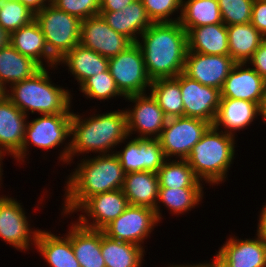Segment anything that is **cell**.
Returning <instances> with one entry per match:
<instances>
[{
  "label": "cell",
  "instance_id": "36",
  "mask_svg": "<svg viewBox=\"0 0 266 267\" xmlns=\"http://www.w3.org/2000/svg\"><path fill=\"white\" fill-rule=\"evenodd\" d=\"M33 20L35 14L19 0H0V26L8 35Z\"/></svg>",
  "mask_w": 266,
  "mask_h": 267
},
{
  "label": "cell",
  "instance_id": "27",
  "mask_svg": "<svg viewBox=\"0 0 266 267\" xmlns=\"http://www.w3.org/2000/svg\"><path fill=\"white\" fill-rule=\"evenodd\" d=\"M41 68L32 58L20 54L9 43L0 49V86L4 91L19 81L31 78Z\"/></svg>",
  "mask_w": 266,
  "mask_h": 267
},
{
  "label": "cell",
  "instance_id": "7",
  "mask_svg": "<svg viewBox=\"0 0 266 267\" xmlns=\"http://www.w3.org/2000/svg\"><path fill=\"white\" fill-rule=\"evenodd\" d=\"M49 53L59 62L80 42L81 20L51 3L35 14Z\"/></svg>",
  "mask_w": 266,
  "mask_h": 267
},
{
  "label": "cell",
  "instance_id": "12",
  "mask_svg": "<svg viewBox=\"0 0 266 267\" xmlns=\"http://www.w3.org/2000/svg\"><path fill=\"white\" fill-rule=\"evenodd\" d=\"M125 100L134 103L125 110L128 136L137 133L135 138L158 139L168 118L151 93L131 95Z\"/></svg>",
  "mask_w": 266,
  "mask_h": 267
},
{
  "label": "cell",
  "instance_id": "31",
  "mask_svg": "<svg viewBox=\"0 0 266 267\" xmlns=\"http://www.w3.org/2000/svg\"><path fill=\"white\" fill-rule=\"evenodd\" d=\"M101 252L106 267H141L145 249L141 246L112 239L102 231Z\"/></svg>",
  "mask_w": 266,
  "mask_h": 267
},
{
  "label": "cell",
  "instance_id": "52",
  "mask_svg": "<svg viewBox=\"0 0 266 267\" xmlns=\"http://www.w3.org/2000/svg\"><path fill=\"white\" fill-rule=\"evenodd\" d=\"M4 95V90L0 86V97Z\"/></svg>",
  "mask_w": 266,
  "mask_h": 267
},
{
  "label": "cell",
  "instance_id": "32",
  "mask_svg": "<svg viewBox=\"0 0 266 267\" xmlns=\"http://www.w3.org/2000/svg\"><path fill=\"white\" fill-rule=\"evenodd\" d=\"M179 22L187 33L195 27L223 23L218 0H184Z\"/></svg>",
  "mask_w": 266,
  "mask_h": 267
},
{
  "label": "cell",
  "instance_id": "49",
  "mask_svg": "<svg viewBox=\"0 0 266 267\" xmlns=\"http://www.w3.org/2000/svg\"><path fill=\"white\" fill-rule=\"evenodd\" d=\"M260 109H261L260 117H262L263 123L266 124V93L264 95L263 102H262Z\"/></svg>",
  "mask_w": 266,
  "mask_h": 267
},
{
  "label": "cell",
  "instance_id": "38",
  "mask_svg": "<svg viewBox=\"0 0 266 267\" xmlns=\"http://www.w3.org/2000/svg\"><path fill=\"white\" fill-rule=\"evenodd\" d=\"M254 0H218L223 23L228 25L251 23Z\"/></svg>",
  "mask_w": 266,
  "mask_h": 267
},
{
  "label": "cell",
  "instance_id": "43",
  "mask_svg": "<svg viewBox=\"0 0 266 267\" xmlns=\"http://www.w3.org/2000/svg\"><path fill=\"white\" fill-rule=\"evenodd\" d=\"M251 67L266 80V38L260 43L251 59L247 62Z\"/></svg>",
  "mask_w": 266,
  "mask_h": 267
},
{
  "label": "cell",
  "instance_id": "39",
  "mask_svg": "<svg viewBox=\"0 0 266 267\" xmlns=\"http://www.w3.org/2000/svg\"><path fill=\"white\" fill-rule=\"evenodd\" d=\"M142 2L148 17L153 23L177 22L180 20L182 0H142ZM175 13L178 17L172 18Z\"/></svg>",
  "mask_w": 266,
  "mask_h": 267
},
{
  "label": "cell",
  "instance_id": "47",
  "mask_svg": "<svg viewBox=\"0 0 266 267\" xmlns=\"http://www.w3.org/2000/svg\"><path fill=\"white\" fill-rule=\"evenodd\" d=\"M205 262V263H204ZM199 262L201 267H231L228 261H226L218 252L214 254L212 261Z\"/></svg>",
  "mask_w": 266,
  "mask_h": 267
},
{
  "label": "cell",
  "instance_id": "33",
  "mask_svg": "<svg viewBox=\"0 0 266 267\" xmlns=\"http://www.w3.org/2000/svg\"><path fill=\"white\" fill-rule=\"evenodd\" d=\"M149 92L169 118L183 117L184 105L180 90V74L175 78L157 79L151 82Z\"/></svg>",
  "mask_w": 266,
  "mask_h": 267
},
{
  "label": "cell",
  "instance_id": "1",
  "mask_svg": "<svg viewBox=\"0 0 266 267\" xmlns=\"http://www.w3.org/2000/svg\"><path fill=\"white\" fill-rule=\"evenodd\" d=\"M92 157H80V163L68 174L61 209L63 218L72 216L89 197L122 189L126 172L118 157L114 153Z\"/></svg>",
  "mask_w": 266,
  "mask_h": 267
},
{
  "label": "cell",
  "instance_id": "9",
  "mask_svg": "<svg viewBox=\"0 0 266 267\" xmlns=\"http://www.w3.org/2000/svg\"><path fill=\"white\" fill-rule=\"evenodd\" d=\"M210 126L209 122L198 118L183 116L167 119L158 138L165 157L186 160Z\"/></svg>",
  "mask_w": 266,
  "mask_h": 267
},
{
  "label": "cell",
  "instance_id": "19",
  "mask_svg": "<svg viewBox=\"0 0 266 267\" xmlns=\"http://www.w3.org/2000/svg\"><path fill=\"white\" fill-rule=\"evenodd\" d=\"M266 93V80L247 63H236L221 90V98L243 99L260 107Z\"/></svg>",
  "mask_w": 266,
  "mask_h": 267
},
{
  "label": "cell",
  "instance_id": "28",
  "mask_svg": "<svg viewBox=\"0 0 266 267\" xmlns=\"http://www.w3.org/2000/svg\"><path fill=\"white\" fill-rule=\"evenodd\" d=\"M157 173L151 171L130 172L125 175L122 191L129 205L155 210L159 193Z\"/></svg>",
  "mask_w": 266,
  "mask_h": 267
},
{
  "label": "cell",
  "instance_id": "50",
  "mask_svg": "<svg viewBox=\"0 0 266 267\" xmlns=\"http://www.w3.org/2000/svg\"><path fill=\"white\" fill-rule=\"evenodd\" d=\"M168 267H201V265L199 264V263H193V264H189V263H187V264H185L184 263V265L183 264H176V265H170V266H168Z\"/></svg>",
  "mask_w": 266,
  "mask_h": 267
},
{
  "label": "cell",
  "instance_id": "45",
  "mask_svg": "<svg viewBox=\"0 0 266 267\" xmlns=\"http://www.w3.org/2000/svg\"><path fill=\"white\" fill-rule=\"evenodd\" d=\"M32 13L36 14L51 3V0H19Z\"/></svg>",
  "mask_w": 266,
  "mask_h": 267
},
{
  "label": "cell",
  "instance_id": "26",
  "mask_svg": "<svg viewBox=\"0 0 266 267\" xmlns=\"http://www.w3.org/2000/svg\"><path fill=\"white\" fill-rule=\"evenodd\" d=\"M187 36L188 51L229 56L227 26L224 23L192 28Z\"/></svg>",
  "mask_w": 266,
  "mask_h": 267
},
{
  "label": "cell",
  "instance_id": "3",
  "mask_svg": "<svg viewBox=\"0 0 266 267\" xmlns=\"http://www.w3.org/2000/svg\"><path fill=\"white\" fill-rule=\"evenodd\" d=\"M84 116L74 111L71 115L69 165L74 156L86 157L89 152L90 155L113 154L117 145H122L128 137L125 109Z\"/></svg>",
  "mask_w": 266,
  "mask_h": 267
},
{
  "label": "cell",
  "instance_id": "4",
  "mask_svg": "<svg viewBox=\"0 0 266 267\" xmlns=\"http://www.w3.org/2000/svg\"><path fill=\"white\" fill-rule=\"evenodd\" d=\"M49 69L54 71L58 67H42L31 78L19 81L4 91V95L26 116L30 115L29 112L39 115L73 113L71 91L52 82Z\"/></svg>",
  "mask_w": 266,
  "mask_h": 267
},
{
  "label": "cell",
  "instance_id": "14",
  "mask_svg": "<svg viewBox=\"0 0 266 267\" xmlns=\"http://www.w3.org/2000/svg\"><path fill=\"white\" fill-rule=\"evenodd\" d=\"M129 206L122 189H116L89 197L76 211L77 222L90 229L102 230Z\"/></svg>",
  "mask_w": 266,
  "mask_h": 267
},
{
  "label": "cell",
  "instance_id": "15",
  "mask_svg": "<svg viewBox=\"0 0 266 267\" xmlns=\"http://www.w3.org/2000/svg\"><path fill=\"white\" fill-rule=\"evenodd\" d=\"M184 117L198 118L213 125L221 100V90L200 84L180 73Z\"/></svg>",
  "mask_w": 266,
  "mask_h": 267
},
{
  "label": "cell",
  "instance_id": "20",
  "mask_svg": "<svg viewBox=\"0 0 266 267\" xmlns=\"http://www.w3.org/2000/svg\"><path fill=\"white\" fill-rule=\"evenodd\" d=\"M257 116H261V109L257 103L243 99L221 98L213 126L237 136L236 133L247 129L256 118L258 119Z\"/></svg>",
  "mask_w": 266,
  "mask_h": 267
},
{
  "label": "cell",
  "instance_id": "8",
  "mask_svg": "<svg viewBox=\"0 0 266 267\" xmlns=\"http://www.w3.org/2000/svg\"><path fill=\"white\" fill-rule=\"evenodd\" d=\"M108 69L125 98L149 93L152 81L145 67L142 50L136 42L115 57L109 58Z\"/></svg>",
  "mask_w": 266,
  "mask_h": 267
},
{
  "label": "cell",
  "instance_id": "34",
  "mask_svg": "<svg viewBox=\"0 0 266 267\" xmlns=\"http://www.w3.org/2000/svg\"><path fill=\"white\" fill-rule=\"evenodd\" d=\"M159 188L203 187L187 160L167 159L157 172Z\"/></svg>",
  "mask_w": 266,
  "mask_h": 267
},
{
  "label": "cell",
  "instance_id": "11",
  "mask_svg": "<svg viewBox=\"0 0 266 267\" xmlns=\"http://www.w3.org/2000/svg\"><path fill=\"white\" fill-rule=\"evenodd\" d=\"M160 224L155 210L129 205L122 214L107 224L102 231L112 239L144 247V241Z\"/></svg>",
  "mask_w": 266,
  "mask_h": 267
},
{
  "label": "cell",
  "instance_id": "29",
  "mask_svg": "<svg viewBox=\"0 0 266 267\" xmlns=\"http://www.w3.org/2000/svg\"><path fill=\"white\" fill-rule=\"evenodd\" d=\"M204 187L184 188H159L158 199L155 206V213L159 222L162 221L163 206L172 215H183L194 209L204 199ZM161 204V205H160Z\"/></svg>",
  "mask_w": 266,
  "mask_h": 267
},
{
  "label": "cell",
  "instance_id": "16",
  "mask_svg": "<svg viewBox=\"0 0 266 267\" xmlns=\"http://www.w3.org/2000/svg\"><path fill=\"white\" fill-rule=\"evenodd\" d=\"M79 44L109 59L120 54L132 42L114 31L101 15H97L82 20Z\"/></svg>",
  "mask_w": 266,
  "mask_h": 267
},
{
  "label": "cell",
  "instance_id": "37",
  "mask_svg": "<svg viewBox=\"0 0 266 267\" xmlns=\"http://www.w3.org/2000/svg\"><path fill=\"white\" fill-rule=\"evenodd\" d=\"M122 11H125L126 37L132 43H135L153 22L148 17L142 0H134L131 4L125 6Z\"/></svg>",
  "mask_w": 266,
  "mask_h": 267
},
{
  "label": "cell",
  "instance_id": "46",
  "mask_svg": "<svg viewBox=\"0 0 266 267\" xmlns=\"http://www.w3.org/2000/svg\"><path fill=\"white\" fill-rule=\"evenodd\" d=\"M263 207L260 210L259 220L257 225V236L262 238L263 241L266 243V202L264 203Z\"/></svg>",
  "mask_w": 266,
  "mask_h": 267
},
{
  "label": "cell",
  "instance_id": "6",
  "mask_svg": "<svg viewBox=\"0 0 266 267\" xmlns=\"http://www.w3.org/2000/svg\"><path fill=\"white\" fill-rule=\"evenodd\" d=\"M72 113L41 114L33 120H27L25 137L20 152L14 157L19 164L25 163L29 157V147L32 145L43 150L61 147L57 158L69 164L70 136ZM68 138V140H67ZM68 141V142H67ZM28 153V154H27Z\"/></svg>",
  "mask_w": 266,
  "mask_h": 267
},
{
  "label": "cell",
  "instance_id": "48",
  "mask_svg": "<svg viewBox=\"0 0 266 267\" xmlns=\"http://www.w3.org/2000/svg\"><path fill=\"white\" fill-rule=\"evenodd\" d=\"M9 43V35L0 26V49L5 47Z\"/></svg>",
  "mask_w": 266,
  "mask_h": 267
},
{
  "label": "cell",
  "instance_id": "42",
  "mask_svg": "<svg viewBox=\"0 0 266 267\" xmlns=\"http://www.w3.org/2000/svg\"><path fill=\"white\" fill-rule=\"evenodd\" d=\"M99 15L102 16L114 31L126 37L125 11L99 12Z\"/></svg>",
  "mask_w": 266,
  "mask_h": 267
},
{
  "label": "cell",
  "instance_id": "51",
  "mask_svg": "<svg viewBox=\"0 0 266 267\" xmlns=\"http://www.w3.org/2000/svg\"><path fill=\"white\" fill-rule=\"evenodd\" d=\"M2 167H3V164L0 163V188H2V185H3V183H2V179H3L2 175H3V171L4 170H3Z\"/></svg>",
  "mask_w": 266,
  "mask_h": 267
},
{
  "label": "cell",
  "instance_id": "30",
  "mask_svg": "<svg viewBox=\"0 0 266 267\" xmlns=\"http://www.w3.org/2000/svg\"><path fill=\"white\" fill-rule=\"evenodd\" d=\"M229 56L236 63H247L265 37L251 24L227 26Z\"/></svg>",
  "mask_w": 266,
  "mask_h": 267
},
{
  "label": "cell",
  "instance_id": "13",
  "mask_svg": "<svg viewBox=\"0 0 266 267\" xmlns=\"http://www.w3.org/2000/svg\"><path fill=\"white\" fill-rule=\"evenodd\" d=\"M122 143L125 144L123 149L119 151L116 149L114 154L118 157L126 174L141 171L157 173L167 160L159 139L133 138V136L130 138L128 136Z\"/></svg>",
  "mask_w": 266,
  "mask_h": 267
},
{
  "label": "cell",
  "instance_id": "10",
  "mask_svg": "<svg viewBox=\"0 0 266 267\" xmlns=\"http://www.w3.org/2000/svg\"><path fill=\"white\" fill-rule=\"evenodd\" d=\"M21 204L17 198L0 195V239L26 253L32 245L35 247L40 229L30 226Z\"/></svg>",
  "mask_w": 266,
  "mask_h": 267
},
{
  "label": "cell",
  "instance_id": "18",
  "mask_svg": "<svg viewBox=\"0 0 266 267\" xmlns=\"http://www.w3.org/2000/svg\"><path fill=\"white\" fill-rule=\"evenodd\" d=\"M29 116H26L5 95L0 97V163L4 157L13 158L20 152L25 128Z\"/></svg>",
  "mask_w": 266,
  "mask_h": 267
},
{
  "label": "cell",
  "instance_id": "17",
  "mask_svg": "<svg viewBox=\"0 0 266 267\" xmlns=\"http://www.w3.org/2000/svg\"><path fill=\"white\" fill-rule=\"evenodd\" d=\"M236 62L225 55H206L188 51L183 73L205 86L222 90Z\"/></svg>",
  "mask_w": 266,
  "mask_h": 267
},
{
  "label": "cell",
  "instance_id": "22",
  "mask_svg": "<svg viewBox=\"0 0 266 267\" xmlns=\"http://www.w3.org/2000/svg\"><path fill=\"white\" fill-rule=\"evenodd\" d=\"M9 44L20 54L32 58L41 67H57L58 61L49 53L44 34L33 20L9 35Z\"/></svg>",
  "mask_w": 266,
  "mask_h": 267
},
{
  "label": "cell",
  "instance_id": "5",
  "mask_svg": "<svg viewBox=\"0 0 266 267\" xmlns=\"http://www.w3.org/2000/svg\"><path fill=\"white\" fill-rule=\"evenodd\" d=\"M236 138L211 125L194 145L186 160L203 184L218 186L228 179L236 155Z\"/></svg>",
  "mask_w": 266,
  "mask_h": 267
},
{
  "label": "cell",
  "instance_id": "44",
  "mask_svg": "<svg viewBox=\"0 0 266 267\" xmlns=\"http://www.w3.org/2000/svg\"><path fill=\"white\" fill-rule=\"evenodd\" d=\"M133 1L134 0H100L99 12H118Z\"/></svg>",
  "mask_w": 266,
  "mask_h": 267
},
{
  "label": "cell",
  "instance_id": "40",
  "mask_svg": "<svg viewBox=\"0 0 266 267\" xmlns=\"http://www.w3.org/2000/svg\"><path fill=\"white\" fill-rule=\"evenodd\" d=\"M51 4L81 21L99 15L100 11V0H51Z\"/></svg>",
  "mask_w": 266,
  "mask_h": 267
},
{
  "label": "cell",
  "instance_id": "41",
  "mask_svg": "<svg viewBox=\"0 0 266 267\" xmlns=\"http://www.w3.org/2000/svg\"><path fill=\"white\" fill-rule=\"evenodd\" d=\"M251 24L266 38V0H254Z\"/></svg>",
  "mask_w": 266,
  "mask_h": 267
},
{
  "label": "cell",
  "instance_id": "2",
  "mask_svg": "<svg viewBox=\"0 0 266 267\" xmlns=\"http://www.w3.org/2000/svg\"><path fill=\"white\" fill-rule=\"evenodd\" d=\"M136 43L142 50L151 81L175 78L183 73L188 36L179 21L153 23Z\"/></svg>",
  "mask_w": 266,
  "mask_h": 267
},
{
  "label": "cell",
  "instance_id": "21",
  "mask_svg": "<svg viewBox=\"0 0 266 267\" xmlns=\"http://www.w3.org/2000/svg\"><path fill=\"white\" fill-rule=\"evenodd\" d=\"M218 252L231 267H266V243L257 235L239 239L235 235L226 239Z\"/></svg>",
  "mask_w": 266,
  "mask_h": 267
},
{
  "label": "cell",
  "instance_id": "25",
  "mask_svg": "<svg viewBox=\"0 0 266 267\" xmlns=\"http://www.w3.org/2000/svg\"><path fill=\"white\" fill-rule=\"evenodd\" d=\"M60 236L40 229L35 249L49 267H81L74 255L70 237L67 234Z\"/></svg>",
  "mask_w": 266,
  "mask_h": 267
},
{
  "label": "cell",
  "instance_id": "24",
  "mask_svg": "<svg viewBox=\"0 0 266 267\" xmlns=\"http://www.w3.org/2000/svg\"><path fill=\"white\" fill-rule=\"evenodd\" d=\"M64 64L68 72L78 82L80 87L88 78L105 72L109 67V59L101 56L95 51L77 44L59 62L58 66Z\"/></svg>",
  "mask_w": 266,
  "mask_h": 267
},
{
  "label": "cell",
  "instance_id": "35",
  "mask_svg": "<svg viewBox=\"0 0 266 267\" xmlns=\"http://www.w3.org/2000/svg\"><path fill=\"white\" fill-rule=\"evenodd\" d=\"M79 91L83 93L86 99H95L105 101L112 100L116 97H125L118 90L114 78L112 77L109 69L88 78L80 87Z\"/></svg>",
  "mask_w": 266,
  "mask_h": 267
},
{
  "label": "cell",
  "instance_id": "23",
  "mask_svg": "<svg viewBox=\"0 0 266 267\" xmlns=\"http://www.w3.org/2000/svg\"><path fill=\"white\" fill-rule=\"evenodd\" d=\"M66 233L72 244L74 255L81 267H106L101 252L102 230L90 229L71 222Z\"/></svg>",
  "mask_w": 266,
  "mask_h": 267
}]
</instances>
